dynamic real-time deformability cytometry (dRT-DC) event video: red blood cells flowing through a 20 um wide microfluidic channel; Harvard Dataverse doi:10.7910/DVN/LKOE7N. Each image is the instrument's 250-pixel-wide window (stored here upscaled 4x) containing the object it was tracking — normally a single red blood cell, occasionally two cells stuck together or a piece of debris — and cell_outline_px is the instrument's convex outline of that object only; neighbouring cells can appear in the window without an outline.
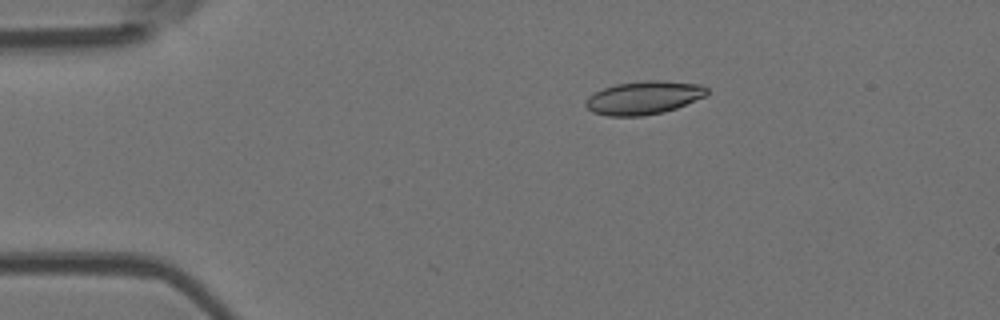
{"species": "Egyptian fruit bat (a non-hibernating species)", "species_latin": "Rousettus aegyptiacus", "temperature_condition": "room temperature", "stored_images_in_passage": 5, "camera_frame_rate_fps": 3000, "um_per_image_px": 0.085, "animal": {"sex": "female"}, "frame": {"image": 1, "passage_image": 3, "time_ms": 2.333, "image_size_px": [1000, 320], "cell_outline_px": [[708, 92], [704, 96], [676, 108], [664, 112], [644, 116], [608, 116], [592, 112], [584, 104], [588, 96], [604, 88], [616, 84], [644, 80], [660, 80], [700, 84], [708, 88]], "centroid_in_image_um": [54.7, 8.3], "position_along_channel_um": 30.3, "area_um2": 23.47}}
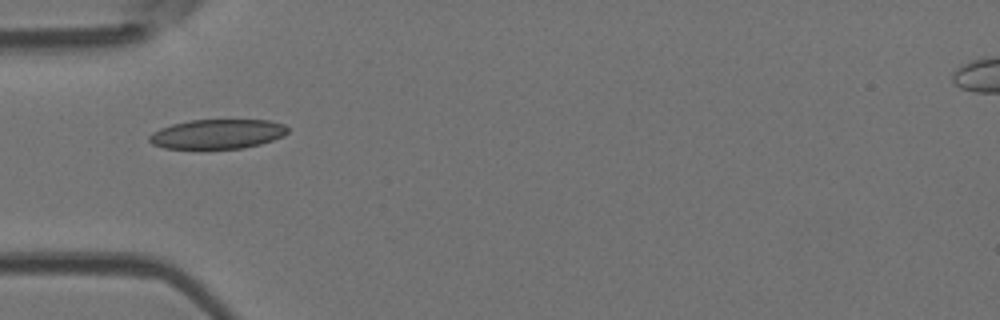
{"frame": {"image": 2, "passage_image": 5, "time_ms": 4.667, "image_size_px": [1000, 320], "cell_outline_px": [[288, 132], [284, 136], [260, 144], [244, 148], [164, 148], [152, 144], [148, 140], [148, 136], [152, 132], [160, 128], [172, 124], [192, 120], [268, 120], [284, 124], [288, 128]], "centroid_in_image_um": [18.48, 11.39], "position_along_channel_um": 66.5, "area_um2": 23.76}}